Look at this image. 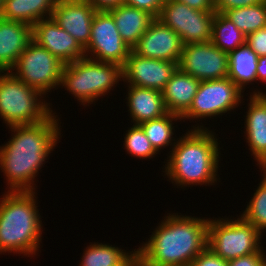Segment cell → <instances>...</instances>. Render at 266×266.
Masks as SVG:
<instances>
[{
	"label": "cell",
	"instance_id": "1",
	"mask_svg": "<svg viewBox=\"0 0 266 266\" xmlns=\"http://www.w3.org/2000/svg\"><path fill=\"white\" fill-rule=\"evenodd\" d=\"M54 114L38 124L9 127L13 136L0 146V170L6 176L8 187L10 185L8 191L36 189L34 178L61 135V126Z\"/></svg>",
	"mask_w": 266,
	"mask_h": 266
},
{
	"label": "cell",
	"instance_id": "2",
	"mask_svg": "<svg viewBox=\"0 0 266 266\" xmlns=\"http://www.w3.org/2000/svg\"><path fill=\"white\" fill-rule=\"evenodd\" d=\"M174 214L165 216L150 239L137 249V259L143 265L190 266L207 248L209 219Z\"/></svg>",
	"mask_w": 266,
	"mask_h": 266
},
{
	"label": "cell",
	"instance_id": "3",
	"mask_svg": "<svg viewBox=\"0 0 266 266\" xmlns=\"http://www.w3.org/2000/svg\"><path fill=\"white\" fill-rule=\"evenodd\" d=\"M217 141L206 127L194 126L177 138L163 172L172 183L181 187L213 185L219 179L216 176L221 153Z\"/></svg>",
	"mask_w": 266,
	"mask_h": 266
},
{
	"label": "cell",
	"instance_id": "4",
	"mask_svg": "<svg viewBox=\"0 0 266 266\" xmlns=\"http://www.w3.org/2000/svg\"><path fill=\"white\" fill-rule=\"evenodd\" d=\"M34 191H7L0 198V254L32 256L39 250L42 221Z\"/></svg>",
	"mask_w": 266,
	"mask_h": 266
},
{
	"label": "cell",
	"instance_id": "5",
	"mask_svg": "<svg viewBox=\"0 0 266 266\" xmlns=\"http://www.w3.org/2000/svg\"><path fill=\"white\" fill-rule=\"evenodd\" d=\"M121 78V65L83 57L64 65L60 86L85 106L113 90Z\"/></svg>",
	"mask_w": 266,
	"mask_h": 266
},
{
	"label": "cell",
	"instance_id": "6",
	"mask_svg": "<svg viewBox=\"0 0 266 266\" xmlns=\"http://www.w3.org/2000/svg\"><path fill=\"white\" fill-rule=\"evenodd\" d=\"M42 95L10 71L0 72V117L7 126L33 125L48 119L53 110Z\"/></svg>",
	"mask_w": 266,
	"mask_h": 266
},
{
	"label": "cell",
	"instance_id": "7",
	"mask_svg": "<svg viewBox=\"0 0 266 266\" xmlns=\"http://www.w3.org/2000/svg\"><path fill=\"white\" fill-rule=\"evenodd\" d=\"M261 235L241 216L237 220L209 218L207 247L228 262L252 253H264L263 247L259 245Z\"/></svg>",
	"mask_w": 266,
	"mask_h": 266
},
{
	"label": "cell",
	"instance_id": "8",
	"mask_svg": "<svg viewBox=\"0 0 266 266\" xmlns=\"http://www.w3.org/2000/svg\"><path fill=\"white\" fill-rule=\"evenodd\" d=\"M64 65L47 49L31 40L10 72L28 86L46 95L52 88L61 85Z\"/></svg>",
	"mask_w": 266,
	"mask_h": 266
},
{
	"label": "cell",
	"instance_id": "9",
	"mask_svg": "<svg viewBox=\"0 0 266 266\" xmlns=\"http://www.w3.org/2000/svg\"><path fill=\"white\" fill-rule=\"evenodd\" d=\"M242 94L243 91L228 77L201 81L190 108L181 118L206 119L231 112L242 102Z\"/></svg>",
	"mask_w": 266,
	"mask_h": 266
},
{
	"label": "cell",
	"instance_id": "10",
	"mask_svg": "<svg viewBox=\"0 0 266 266\" xmlns=\"http://www.w3.org/2000/svg\"><path fill=\"white\" fill-rule=\"evenodd\" d=\"M214 15L215 12L193 9L176 0H165L157 19L187 45L211 41Z\"/></svg>",
	"mask_w": 266,
	"mask_h": 266
},
{
	"label": "cell",
	"instance_id": "11",
	"mask_svg": "<svg viewBox=\"0 0 266 266\" xmlns=\"http://www.w3.org/2000/svg\"><path fill=\"white\" fill-rule=\"evenodd\" d=\"M130 52L131 48L122 40L113 16L108 11H96L85 57L123 66Z\"/></svg>",
	"mask_w": 266,
	"mask_h": 266
},
{
	"label": "cell",
	"instance_id": "12",
	"mask_svg": "<svg viewBox=\"0 0 266 266\" xmlns=\"http://www.w3.org/2000/svg\"><path fill=\"white\" fill-rule=\"evenodd\" d=\"M178 68L199 81L228 77V53L211 41L183 46Z\"/></svg>",
	"mask_w": 266,
	"mask_h": 266
},
{
	"label": "cell",
	"instance_id": "13",
	"mask_svg": "<svg viewBox=\"0 0 266 266\" xmlns=\"http://www.w3.org/2000/svg\"><path fill=\"white\" fill-rule=\"evenodd\" d=\"M177 68L176 62L147 58L131 51L122 66V80L128 86L162 91Z\"/></svg>",
	"mask_w": 266,
	"mask_h": 266
},
{
	"label": "cell",
	"instance_id": "14",
	"mask_svg": "<svg viewBox=\"0 0 266 266\" xmlns=\"http://www.w3.org/2000/svg\"><path fill=\"white\" fill-rule=\"evenodd\" d=\"M181 37L155 18L131 51L147 58L179 63L183 51Z\"/></svg>",
	"mask_w": 266,
	"mask_h": 266
},
{
	"label": "cell",
	"instance_id": "15",
	"mask_svg": "<svg viewBox=\"0 0 266 266\" xmlns=\"http://www.w3.org/2000/svg\"><path fill=\"white\" fill-rule=\"evenodd\" d=\"M32 40L64 64L85 57V49L53 17L42 19L32 26Z\"/></svg>",
	"mask_w": 266,
	"mask_h": 266
},
{
	"label": "cell",
	"instance_id": "16",
	"mask_svg": "<svg viewBox=\"0 0 266 266\" xmlns=\"http://www.w3.org/2000/svg\"><path fill=\"white\" fill-rule=\"evenodd\" d=\"M96 9L88 1L57 3L52 17L85 49L91 37V26Z\"/></svg>",
	"mask_w": 266,
	"mask_h": 266
},
{
	"label": "cell",
	"instance_id": "17",
	"mask_svg": "<svg viewBox=\"0 0 266 266\" xmlns=\"http://www.w3.org/2000/svg\"><path fill=\"white\" fill-rule=\"evenodd\" d=\"M249 99L244 133L251 155L260 165L266 159V93L254 91Z\"/></svg>",
	"mask_w": 266,
	"mask_h": 266
},
{
	"label": "cell",
	"instance_id": "18",
	"mask_svg": "<svg viewBox=\"0 0 266 266\" xmlns=\"http://www.w3.org/2000/svg\"><path fill=\"white\" fill-rule=\"evenodd\" d=\"M32 40V26L0 17V72L11 71Z\"/></svg>",
	"mask_w": 266,
	"mask_h": 266
},
{
	"label": "cell",
	"instance_id": "19",
	"mask_svg": "<svg viewBox=\"0 0 266 266\" xmlns=\"http://www.w3.org/2000/svg\"><path fill=\"white\" fill-rule=\"evenodd\" d=\"M200 82L177 68L161 91L167 111L182 116L190 108Z\"/></svg>",
	"mask_w": 266,
	"mask_h": 266
},
{
	"label": "cell",
	"instance_id": "20",
	"mask_svg": "<svg viewBox=\"0 0 266 266\" xmlns=\"http://www.w3.org/2000/svg\"><path fill=\"white\" fill-rule=\"evenodd\" d=\"M127 87L129 88L126 103L132 123L140 124L168 113L161 91L138 86Z\"/></svg>",
	"mask_w": 266,
	"mask_h": 266
},
{
	"label": "cell",
	"instance_id": "21",
	"mask_svg": "<svg viewBox=\"0 0 266 266\" xmlns=\"http://www.w3.org/2000/svg\"><path fill=\"white\" fill-rule=\"evenodd\" d=\"M115 21L122 40L132 48L155 19L144 10L122 4L108 11Z\"/></svg>",
	"mask_w": 266,
	"mask_h": 266
},
{
	"label": "cell",
	"instance_id": "22",
	"mask_svg": "<svg viewBox=\"0 0 266 266\" xmlns=\"http://www.w3.org/2000/svg\"><path fill=\"white\" fill-rule=\"evenodd\" d=\"M57 3L56 0H4L0 17L33 26L42 19L52 17Z\"/></svg>",
	"mask_w": 266,
	"mask_h": 266
},
{
	"label": "cell",
	"instance_id": "23",
	"mask_svg": "<svg viewBox=\"0 0 266 266\" xmlns=\"http://www.w3.org/2000/svg\"><path fill=\"white\" fill-rule=\"evenodd\" d=\"M79 266H135L137 249L130 253L108 244L94 243L86 247Z\"/></svg>",
	"mask_w": 266,
	"mask_h": 266
},
{
	"label": "cell",
	"instance_id": "24",
	"mask_svg": "<svg viewBox=\"0 0 266 266\" xmlns=\"http://www.w3.org/2000/svg\"><path fill=\"white\" fill-rule=\"evenodd\" d=\"M258 57L247 43L228 53V78L243 92L248 83L257 81Z\"/></svg>",
	"mask_w": 266,
	"mask_h": 266
},
{
	"label": "cell",
	"instance_id": "25",
	"mask_svg": "<svg viewBox=\"0 0 266 266\" xmlns=\"http://www.w3.org/2000/svg\"><path fill=\"white\" fill-rule=\"evenodd\" d=\"M211 42L222 51L229 53L246 43V35L223 13L215 12Z\"/></svg>",
	"mask_w": 266,
	"mask_h": 266
},
{
	"label": "cell",
	"instance_id": "26",
	"mask_svg": "<svg viewBox=\"0 0 266 266\" xmlns=\"http://www.w3.org/2000/svg\"><path fill=\"white\" fill-rule=\"evenodd\" d=\"M178 120L181 121L183 119L177 114L168 112L162 117L144 121L139 125L142 127L146 137L148 138L154 149L159 152L161 148L164 149V147L166 146L169 147V145H172V149L175 146L176 139L172 137L174 135L173 130L175 131V126H173L174 123L172 121ZM174 140L175 142L173 143Z\"/></svg>",
	"mask_w": 266,
	"mask_h": 266
},
{
	"label": "cell",
	"instance_id": "27",
	"mask_svg": "<svg viewBox=\"0 0 266 266\" xmlns=\"http://www.w3.org/2000/svg\"><path fill=\"white\" fill-rule=\"evenodd\" d=\"M246 36L266 27V1L241 8H234L223 13Z\"/></svg>",
	"mask_w": 266,
	"mask_h": 266
},
{
	"label": "cell",
	"instance_id": "28",
	"mask_svg": "<svg viewBox=\"0 0 266 266\" xmlns=\"http://www.w3.org/2000/svg\"><path fill=\"white\" fill-rule=\"evenodd\" d=\"M253 195L241 217L262 234L264 229L266 230V179L264 177Z\"/></svg>",
	"mask_w": 266,
	"mask_h": 266
},
{
	"label": "cell",
	"instance_id": "29",
	"mask_svg": "<svg viewBox=\"0 0 266 266\" xmlns=\"http://www.w3.org/2000/svg\"><path fill=\"white\" fill-rule=\"evenodd\" d=\"M124 137V147L131 156L140 159H151L155 157L157 151L154 149L148 138L146 137L142 127L139 124H133Z\"/></svg>",
	"mask_w": 266,
	"mask_h": 266
},
{
	"label": "cell",
	"instance_id": "30",
	"mask_svg": "<svg viewBox=\"0 0 266 266\" xmlns=\"http://www.w3.org/2000/svg\"><path fill=\"white\" fill-rule=\"evenodd\" d=\"M246 43L259 57L266 56V27L248 34Z\"/></svg>",
	"mask_w": 266,
	"mask_h": 266
},
{
	"label": "cell",
	"instance_id": "31",
	"mask_svg": "<svg viewBox=\"0 0 266 266\" xmlns=\"http://www.w3.org/2000/svg\"><path fill=\"white\" fill-rule=\"evenodd\" d=\"M165 0H124V4L144 10L158 18Z\"/></svg>",
	"mask_w": 266,
	"mask_h": 266
},
{
	"label": "cell",
	"instance_id": "32",
	"mask_svg": "<svg viewBox=\"0 0 266 266\" xmlns=\"http://www.w3.org/2000/svg\"><path fill=\"white\" fill-rule=\"evenodd\" d=\"M190 266H228V262L207 247L191 262Z\"/></svg>",
	"mask_w": 266,
	"mask_h": 266
},
{
	"label": "cell",
	"instance_id": "33",
	"mask_svg": "<svg viewBox=\"0 0 266 266\" xmlns=\"http://www.w3.org/2000/svg\"><path fill=\"white\" fill-rule=\"evenodd\" d=\"M265 1L266 0H214L213 2L215 12L224 13L227 10L253 6Z\"/></svg>",
	"mask_w": 266,
	"mask_h": 266
},
{
	"label": "cell",
	"instance_id": "34",
	"mask_svg": "<svg viewBox=\"0 0 266 266\" xmlns=\"http://www.w3.org/2000/svg\"><path fill=\"white\" fill-rule=\"evenodd\" d=\"M228 266H266L265 253H252L228 261Z\"/></svg>",
	"mask_w": 266,
	"mask_h": 266
},
{
	"label": "cell",
	"instance_id": "35",
	"mask_svg": "<svg viewBox=\"0 0 266 266\" xmlns=\"http://www.w3.org/2000/svg\"><path fill=\"white\" fill-rule=\"evenodd\" d=\"M186 4L190 8L205 12H215L213 0H176Z\"/></svg>",
	"mask_w": 266,
	"mask_h": 266
},
{
	"label": "cell",
	"instance_id": "36",
	"mask_svg": "<svg viewBox=\"0 0 266 266\" xmlns=\"http://www.w3.org/2000/svg\"><path fill=\"white\" fill-rule=\"evenodd\" d=\"M94 6L96 11H109L124 4V0H85Z\"/></svg>",
	"mask_w": 266,
	"mask_h": 266
},
{
	"label": "cell",
	"instance_id": "37",
	"mask_svg": "<svg viewBox=\"0 0 266 266\" xmlns=\"http://www.w3.org/2000/svg\"><path fill=\"white\" fill-rule=\"evenodd\" d=\"M256 74L257 81L262 80L266 82V56L258 57Z\"/></svg>",
	"mask_w": 266,
	"mask_h": 266
},
{
	"label": "cell",
	"instance_id": "38",
	"mask_svg": "<svg viewBox=\"0 0 266 266\" xmlns=\"http://www.w3.org/2000/svg\"><path fill=\"white\" fill-rule=\"evenodd\" d=\"M259 167H260V170L261 168L263 170L262 177L266 179V159L259 165Z\"/></svg>",
	"mask_w": 266,
	"mask_h": 266
},
{
	"label": "cell",
	"instance_id": "39",
	"mask_svg": "<svg viewBox=\"0 0 266 266\" xmlns=\"http://www.w3.org/2000/svg\"><path fill=\"white\" fill-rule=\"evenodd\" d=\"M58 3L60 2H72V1H84V0H56Z\"/></svg>",
	"mask_w": 266,
	"mask_h": 266
},
{
	"label": "cell",
	"instance_id": "40",
	"mask_svg": "<svg viewBox=\"0 0 266 266\" xmlns=\"http://www.w3.org/2000/svg\"><path fill=\"white\" fill-rule=\"evenodd\" d=\"M135 266H146V265H143L138 259H136Z\"/></svg>",
	"mask_w": 266,
	"mask_h": 266
},
{
	"label": "cell",
	"instance_id": "41",
	"mask_svg": "<svg viewBox=\"0 0 266 266\" xmlns=\"http://www.w3.org/2000/svg\"><path fill=\"white\" fill-rule=\"evenodd\" d=\"M3 1L4 0H0V12H1V8H2Z\"/></svg>",
	"mask_w": 266,
	"mask_h": 266
}]
</instances>
